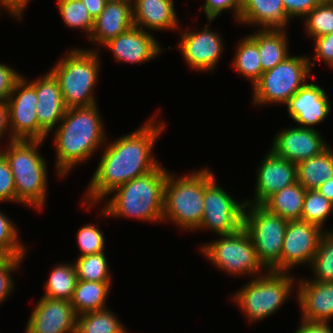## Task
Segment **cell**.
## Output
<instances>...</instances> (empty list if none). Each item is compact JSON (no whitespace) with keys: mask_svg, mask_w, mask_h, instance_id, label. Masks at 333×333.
Here are the masks:
<instances>
[{"mask_svg":"<svg viewBox=\"0 0 333 333\" xmlns=\"http://www.w3.org/2000/svg\"><path fill=\"white\" fill-rule=\"evenodd\" d=\"M288 222L261 204L245 203L243 227L251 236L258 260L266 270L281 272V254Z\"/></svg>","mask_w":333,"mask_h":333,"instance_id":"30bf717a","label":"cell"},{"mask_svg":"<svg viewBox=\"0 0 333 333\" xmlns=\"http://www.w3.org/2000/svg\"><path fill=\"white\" fill-rule=\"evenodd\" d=\"M29 2L30 0H0V9L8 10L7 14H9V16L20 20L23 15H25L23 13Z\"/></svg>","mask_w":333,"mask_h":333,"instance_id":"f6af8a7d","label":"cell"},{"mask_svg":"<svg viewBox=\"0 0 333 333\" xmlns=\"http://www.w3.org/2000/svg\"><path fill=\"white\" fill-rule=\"evenodd\" d=\"M174 7L173 0H132L133 26L149 32L183 29Z\"/></svg>","mask_w":333,"mask_h":333,"instance_id":"603a6c76","label":"cell"},{"mask_svg":"<svg viewBox=\"0 0 333 333\" xmlns=\"http://www.w3.org/2000/svg\"><path fill=\"white\" fill-rule=\"evenodd\" d=\"M36 89L37 120L39 124V140L45 141L50 132L63 119L66 106L62 98L58 80L48 70L43 76L29 81Z\"/></svg>","mask_w":333,"mask_h":333,"instance_id":"ac0fdd59","label":"cell"},{"mask_svg":"<svg viewBox=\"0 0 333 333\" xmlns=\"http://www.w3.org/2000/svg\"><path fill=\"white\" fill-rule=\"evenodd\" d=\"M301 325L293 333H333L329 323H310L301 321Z\"/></svg>","mask_w":333,"mask_h":333,"instance_id":"bcb514c9","label":"cell"},{"mask_svg":"<svg viewBox=\"0 0 333 333\" xmlns=\"http://www.w3.org/2000/svg\"><path fill=\"white\" fill-rule=\"evenodd\" d=\"M154 115L134 132L104 144L98 167L82 199L87 210L103 202L119 186L160 165L152 150L166 124L159 121L156 113Z\"/></svg>","mask_w":333,"mask_h":333,"instance_id":"6da1fadb","label":"cell"},{"mask_svg":"<svg viewBox=\"0 0 333 333\" xmlns=\"http://www.w3.org/2000/svg\"><path fill=\"white\" fill-rule=\"evenodd\" d=\"M264 272L265 275L253 278L231 296L250 323L273 315L290 299L297 282L291 272Z\"/></svg>","mask_w":333,"mask_h":333,"instance_id":"52a82bcc","label":"cell"},{"mask_svg":"<svg viewBox=\"0 0 333 333\" xmlns=\"http://www.w3.org/2000/svg\"><path fill=\"white\" fill-rule=\"evenodd\" d=\"M77 281V270L74 262L70 264L60 263L53 267L48 280L43 285L46 291L42 297L71 301Z\"/></svg>","mask_w":333,"mask_h":333,"instance_id":"f1b7e54d","label":"cell"},{"mask_svg":"<svg viewBox=\"0 0 333 333\" xmlns=\"http://www.w3.org/2000/svg\"><path fill=\"white\" fill-rule=\"evenodd\" d=\"M6 133L9 135V141L14 140L11 137L10 125H9V108L7 101H0V140L4 139Z\"/></svg>","mask_w":333,"mask_h":333,"instance_id":"7dc6e473","label":"cell"},{"mask_svg":"<svg viewBox=\"0 0 333 333\" xmlns=\"http://www.w3.org/2000/svg\"><path fill=\"white\" fill-rule=\"evenodd\" d=\"M59 13L65 24L70 29H80L87 36L92 33L94 19L89 14L81 0H57Z\"/></svg>","mask_w":333,"mask_h":333,"instance_id":"836d02e7","label":"cell"},{"mask_svg":"<svg viewBox=\"0 0 333 333\" xmlns=\"http://www.w3.org/2000/svg\"><path fill=\"white\" fill-rule=\"evenodd\" d=\"M211 169L204 168V214L197 230L227 235L243 227L245 201L237 202L216 182Z\"/></svg>","mask_w":333,"mask_h":333,"instance_id":"8fae6325","label":"cell"},{"mask_svg":"<svg viewBox=\"0 0 333 333\" xmlns=\"http://www.w3.org/2000/svg\"><path fill=\"white\" fill-rule=\"evenodd\" d=\"M17 226L0 211V251L6 257H24L27 247L20 241Z\"/></svg>","mask_w":333,"mask_h":333,"instance_id":"8d00e7d4","label":"cell"},{"mask_svg":"<svg viewBox=\"0 0 333 333\" xmlns=\"http://www.w3.org/2000/svg\"><path fill=\"white\" fill-rule=\"evenodd\" d=\"M72 48L49 70L58 80L66 108L97 104L94 87L100 75L99 48Z\"/></svg>","mask_w":333,"mask_h":333,"instance_id":"5b68a950","label":"cell"},{"mask_svg":"<svg viewBox=\"0 0 333 333\" xmlns=\"http://www.w3.org/2000/svg\"><path fill=\"white\" fill-rule=\"evenodd\" d=\"M285 30H258L248 35L258 46L262 73L273 69L290 55Z\"/></svg>","mask_w":333,"mask_h":333,"instance_id":"d4e9b609","label":"cell"},{"mask_svg":"<svg viewBox=\"0 0 333 333\" xmlns=\"http://www.w3.org/2000/svg\"><path fill=\"white\" fill-rule=\"evenodd\" d=\"M93 19L97 18L108 0H81Z\"/></svg>","mask_w":333,"mask_h":333,"instance_id":"c3c4849f","label":"cell"},{"mask_svg":"<svg viewBox=\"0 0 333 333\" xmlns=\"http://www.w3.org/2000/svg\"><path fill=\"white\" fill-rule=\"evenodd\" d=\"M297 166V182L306 190L317 189L333 178V149L328 146L320 154L300 161Z\"/></svg>","mask_w":333,"mask_h":333,"instance_id":"484cf974","label":"cell"},{"mask_svg":"<svg viewBox=\"0 0 333 333\" xmlns=\"http://www.w3.org/2000/svg\"><path fill=\"white\" fill-rule=\"evenodd\" d=\"M310 57L289 55L273 69L262 73L252 86L254 105H282L309 80L311 76Z\"/></svg>","mask_w":333,"mask_h":333,"instance_id":"ba28073f","label":"cell"},{"mask_svg":"<svg viewBox=\"0 0 333 333\" xmlns=\"http://www.w3.org/2000/svg\"><path fill=\"white\" fill-rule=\"evenodd\" d=\"M22 76L7 64L0 63V101H7L16 81Z\"/></svg>","mask_w":333,"mask_h":333,"instance_id":"7bdbcfd3","label":"cell"},{"mask_svg":"<svg viewBox=\"0 0 333 333\" xmlns=\"http://www.w3.org/2000/svg\"><path fill=\"white\" fill-rule=\"evenodd\" d=\"M21 76L7 99L9 125L13 139L39 140V124L36 114L35 87Z\"/></svg>","mask_w":333,"mask_h":333,"instance_id":"5bb4252c","label":"cell"},{"mask_svg":"<svg viewBox=\"0 0 333 333\" xmlns=\"http://www.w3.org/2000/svg\"><path fill=\"white\" fill-rule=\"evenodd\" d=\"M304 18V29L311 39L333 33V1L322 0Z\"/></svg>","mask_w":333,"mask_h":333,"instance_id":"e575fe53","label":"cell"},{"mask_svg":"<svg viewBox=\"0 0 333 333\" xmlns=\"http://www.w3.org/2000/svg\"><path fill=\"white\" fill-rule=\"evenodd\" d=\"M315 55L310 67H314L315 61H323L327 66L333 67V33L314 38ZM333 69V68H332Z\"/></svg>","mask_w":333,"mask_h":333,"instance_id":"b9f144b4","label":"cell"},{"mask_svg":"<svg viewBox=\"0 0 333 333\" xmlns=\"http://www.w3.org/2000/svg\"><path fill=\"white\" fill-rule=\"evenodd\" d=\"M205 3L203 6V12L205 13V16L207 19L215 20L219 15L226 10H232L234 14L233 17L235 18V21L238 22L239 15L241 12L242 7V0H205Z\"/></svg>","mask_w":333,"mask_h":333,"instance_id":"ab89813d","label":"cell"},{"mask_svg":"<svg viewBox=\"0 0 333 333\" xmlns=\"http://www.w3.org/2000/svg\"><path fill=\"white\" fill-rule=\"evenodd\" d=\"M109 308L77 316L76 333H129Z\"/></svg>","mask_w":333,"mask_h":333,"instance_id":"4dcf8cb0","label":"cell"},{"mask_svg":"<svg viewBox=\"0 0 333 333\" xmlns=\"http://www.w3.org/2000/svg\"><path fill=\"white\" fill-rule=\"evenodd\" d=\"M78 280L93 282H112L109 262L105 251L77 257L74 261Z\"/></svg>","mask_w":333,"mask_h":333,"instance_id":"1f68e13d","label":"cell"},{"mask_svg":"<svg viewBox=\"0 0 333 333\" xmlns=\"http://www.w3.org/2000/svg\"><path fill=\"white\" fill-rule=\"evenodd\" d=\"M100 227L94 224H85L77 231V244L80 249V256L97 254L105 250V238Z\"/></svg>","mask_w":333,"mask_h":333,"instance_id":"74e56055","label":"cell"},{"mask_svg":"<svg viewBox=\"0 0 333 333\" xmlns=\"http://www.w3.org/2000/svg\"><path fill=\"white\" fill-rule=\"evenodd\" d=\"M24 257H7L0 263V305L15 289L12 277L15 270H20Z\"/></svg>","mask_w":333,"mask_h":333,"instance_id":"f35d334b","label":"cell"},{"mask_svg":"<svg viewBox=\"0 0 333 333\" xmlns=\"http://www.w3.org/2000/svg\"><path fill=\"white\" fill-rule=\"evenodd\" d=\"M236 46L232 67L243 78L250 80L253 86L262 75L258 46L248 35L240 39Z\"/></svg>","mask_w":333,"mask_h":333,"instance_id":"f546056e","label":"cell"},{"mask_svg":"<svg viewBox=\"0 0 333 333\" xmlns=\"http://www.w3.org/2000/svg\"><path fill=\"white\" fill-rule=\"evenodd\" d=\"M212 21L214 20L207 19L204 28L197 30L198 32L186 29L180 33L181 38L177 47L192 70L213 72L225 50L224 39L220 33L210 30Z\"/></svg>","mask_w":333,"mask_h":333,"instance_id":"7c38bea8","label":"cell"},{"mask_svg":"<svg viewBox=\"0 0 333 333\" xmlns=\"http://www.w3.org/2000/svg\"><path fill=\"white\" fill-rule=\"evenodd\" d=\"M332 213L333 203L321 195L317 189L306 190L301 220L324 229L325 222Z\"/></svg>","mask_w":333,"mask_h":333,"instance_id":"d590c367","label":"cell"},{"mask_svg":"<svg viewBox=\"0 0 333 333\" xmlns=\"http://www.w3.org/2000/svg\"><path fill=\"white\" fill-rule=\"evenodd\" d=\"M0 202L16 203V188L9 164L0 152Z\"/></svg>","mask_w":333,"mask_h":333,"instance_id":"60d3db41","label":"cell"},{"mask_svg":"<svg viewBox=\"0 0 333 333\" xmlns=\"http://www.w3.org/2000/svg\"><path fill=\"white\" fill-rule=\"evenodd\" d=\"M98 107L95 104L66 109L52 139L56 150L57 176H67L77 164L88 161L108 142Z\"/></svg>","mask_w":333,"mask_h":333,"instance_id":"7a4b0ae2","label":"cell"},{"mask_svg":"<svg viewBox=\"0 0 333 333\" xmlns=\"http://www.w3.org/2000/svg\"><path fill=\"white\" fill-rule=\"evenodd\" d=\"M7 257L0 251V263L4 261Z\"/></svg>","mask_w":333,"mask_h":333,"instance_id":"f907efd6","label":"cell"},{"mask_svg":"<svg viewBox=\"0 0 333 333\" xmlns=\"http://www.w3.org/2000/svg\"><path fill=\"white\" fill-rule=\"evenodd\" d=\"M219 239L202 244L201 254L216 268L228 275L257 277L267 271L258 260L251 236L244 227L238 231L219 235Z\"/></svg>","mask_w":333,"mask_h":333,"instance_id":"9c48e42d","label":"cell"},{"mask_svg":"<svg viewBox=\"0 0 333 333\" xmlns=\"http://www.w3.org/2000/svg\"><path fill=\"white\" fill-rule=\"evenodd\" d=\"M326 91L313 82L301 87L285 104L286 111L298 126L308 129L324 122L331 112Z\"/></svg>","mask_w":333,"mask_h":333,"instance_id":"d6986e66","label":"cell"},{"mask_svg":"<svg viewBox=\"0 0 333 333\" xmlns=\"http://www.w3.org/2000/svg\"><path fill=\"white\" fill-rule=\"evenodd\" d=\"M168 170L160 164L155 170L136 177L116 188L105 202L101 217L133 218L162 223L164 184Z\"/></svg>","mask_w":333,"mask_h":333,"instance_id":"3957f363","label":"cell"},{"mask_svg":"<svg viewBox=\"0 0 333 333\" xmlns=\"http://www.w3.org/2000/svg\"><path fill=\"white\" fill-rule=\"evenodd\" d=\"M274 137L270 150L296 164L320 154L329 146L318 130L296 125L280 130Z\"/></svg>","mask_w":333,"mask_h":333,"instance_id":"e0dca14e","label":"cell"},{"mask_svg":"<svg viewBox=\"0 0 333 333\" xmlns=\"http://www.w3.org/2000/svg\"><path fill=\"white\" fill-rule=\"evenodd\" d=\"M254 199L245 203L262 204L273 193L297 182L296 163L269 150L258 165Z\"/></svg>","mask_w":333,"mask_h":333,"instance_id":"2e32d148","label":"cell"},{"mask_svg":"<svg viewBox=\"0 0 333 333\" xmlns=\"http://www.w3.org/2000/svg\"><path fill=\"white\" fill-rule=\"evenodd\" d=\"M291 20L282 0H242L238 22L260 30H286Z\"/></svg>","mask_w":333,"mask_h":333,"instance_id":"cb8c5ba5","label":"cell"},{"mask_svg":"<svg viewBox=\"0 0 333 333\" xmlns=\"http://www.w3.org/2000/svg\"><path fill=\"white\" fill-rule=\"evenodd\" d=\"M317 190L321 195L326 197L331 203H333V178L322 183Z\"/></svg>","mask_w":333,"mask_h":333,"instance_id":"681fc988","label":"cell"},{"mask_svg":"<svg viewBox=\"0 0 333 333\" xmlns=\"http://www.w3.org/2000/svg\"><path fill=\"white\" fill-rule=\"evenodd\" d=\"M111 283L78 280L71 299L76 315L107 309Z\"/></svg>","mask_w":333,"mask_h":333,"instance_id":"83f0119b","label":"cell"},{"mask_svg":"<svg viewBox=\"0 0 333 333\" xmlns=\"http://www.w3.org/2000/svg\"><path fill=\"white\" fill-rule=\"evenodd\" d=\"M295 288L301 311V321L310 323H329L333 318V281L315 282L298 279Z\"/></svg>","mask_w":333,"mask_h":333,"instance_id":"44dd1931","label":"cell"},{"mask_svg":"<svg viewBox=\"0 0 333 333\" xmlns=\"http://www.w3.org/2000/svg\"><path fill=\"white\" fill-rule=\"evenodd\" d=\"M44 141L14 139L0 149L12 171L16 203L44 210L47 198L48 168L39 149ZM40 146V148H39Z\"/></svg>","mask_w":333,"mask_h":333,"instance_id":"277c9868","label":"cell"},{"mask_svg":"<svg viewBox=\"0 0 333 333\" xmlns=\"http://www.w3.org/2000/svg\"><path fill=\"white\" fill-rule=\"evenodd\" d=\"M322 0H282L285 11L289 19H303Z\"/></svg>","mask_w":333,"mask_h":333,"instance_id":"ee69618b","label":"cell"},{"mask_svg":"<svg viewBox=\"0 0 333 333\" xmlns=\"http://www.w3.org/2000/svg\"><path fill=\"white\" fill-rule=\"evenodd\" d=\"M163 199L162 222L169 220L183 231H197L204 214V169L182 177L168 172Z\"/></svg>","mask_w":333,"mask_h":333,"instance_id":"8992f818","label":"cell"},{"mask_svg":"<svg viewBox=\"0 0 333 333\" xmlns=\"http://www.w3.org/2000/svg\"><path fill=\"white\" fill-rule=\"evenodd\" d=\"M325 229L303 220L288 222L281 254V272L299 265L310 267Z\"/></svg>","mask_w":333,"mask_h":333,"instance_id":"4fadbf2b","label":"cell"},{"mask_svg":"<svg viewBox=\"0 0 333 333\" xmlns=\"http://www.w3.org/2000/svg\"><path fill=\"white\" fill-rule=\"evenodd\" d=\"M104 46L112 51L118 63L142 64L154 60L163 51L151 32L136 26L111 39Z\"/></svg>","mask_w":333,"mask_h":333,"instance_id":"ffe728a7","label":"cell"},{"mask_svg":"<svg viewBox=\"0 0 333 333\" xmlns=\"http://www.w3.org/2000/svg\"><path fill=\"white\" fill-rule=\"evenodd\" d=\"M77 315L71 301L41 297L24 333H76Z\"/></svg>","mask_w":333,"mask_h":333,"instance_id":"9a60e30c","label":"cell"},{"mask_svg":"<svg viewBox=\"0 0 333 333\" xmlns=\"http://www.w3.org/2000/svg\"><path fill=\"white\" fill-rule=\"evenodd\" d=\"M306 189L296 182L273 193L261 205L268 211L290 220H301Z\"/></svg>","mask_w":333,"mask_h":333,"instance_id":"4316f807","label":"cell"},{"mask_svg":"<svg viewBox=\"0 0 333 333\" xmlns=\"http://www.w3.org/2000/svg\"><path fill=\"white\" fill-rule=\"evenodd\" d=\"M133 26L132 0H108L100 15L94 19L89 40L103 47L111 39Z\"/></svg>","mask_w":333,"mask_h":333,"instance_id":"7402d4cb","label":"cell"},{"mask_svg":"<svg viewBox=\"0 0 333 333\" xmlns=\"http://www.w3.org/2000/svg\"><path fill=\"white\" fill-rule=\"evenodd\" d=\"M310 269L314 273L310 280L333 281V229L324 231Z\"/></svg>","mask_w":333,"mask_h":333,"instance_id":"d6a6232c","label":"cell"}]
</instances>
